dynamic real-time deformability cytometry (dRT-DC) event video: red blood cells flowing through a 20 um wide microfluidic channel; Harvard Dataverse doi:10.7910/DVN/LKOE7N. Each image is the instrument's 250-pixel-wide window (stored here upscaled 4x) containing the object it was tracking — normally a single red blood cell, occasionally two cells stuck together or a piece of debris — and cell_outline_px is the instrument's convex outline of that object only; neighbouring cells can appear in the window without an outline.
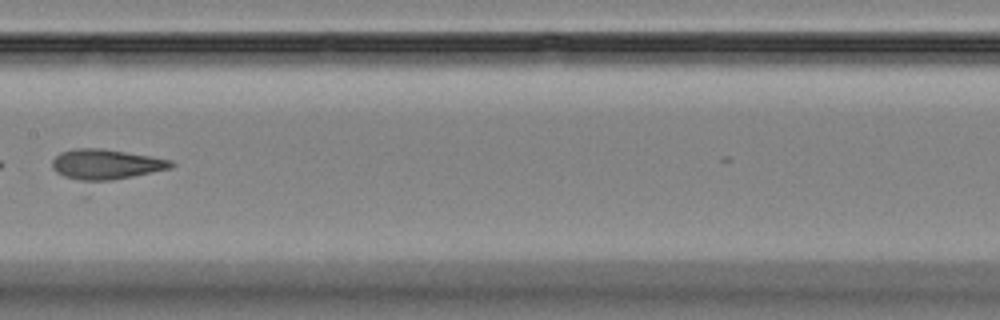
{"species": "Egyptian fruit bat (a non-hibernating species)", "species_latin": "Rousettus aegyptiacus", "temperature_condition": "room temperature", "stored_images_in_passage": 5, "camera_frame_rate_fps": 3000, "um_per_image_px": 0.085, "animal": {"sex": "female"}, "frame": {"image": 1, "passage_image": 4, "time_ms": 3.333, "image_size_px": [1000, 320], "cell_outline_px": [[176, 164], [172, 168], [92, 184], [88, 184], [64, 176], [56, 172], [52, 168], [52, 160], [60, 152], [76, 148], [100, 148], [172, 160]], "centroid_in_image_um": [8.96, 14.0], "position_along_channel_um": 198.4, "area_um2": 21.21}}